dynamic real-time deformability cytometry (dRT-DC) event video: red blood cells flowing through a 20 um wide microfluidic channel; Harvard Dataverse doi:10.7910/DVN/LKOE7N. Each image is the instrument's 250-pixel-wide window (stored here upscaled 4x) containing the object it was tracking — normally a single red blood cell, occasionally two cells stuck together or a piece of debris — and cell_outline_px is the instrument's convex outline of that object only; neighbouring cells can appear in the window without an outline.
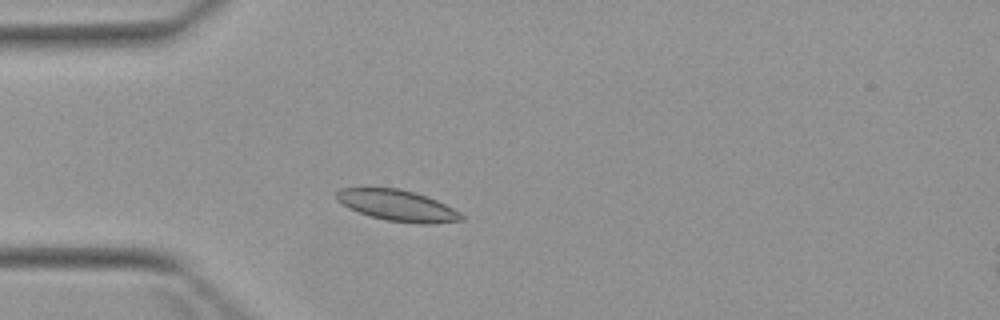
{"species": "Egyptian fruit bat (a non-hibernating species)", "species_latin": "Rousettus aegyptiacus", "temperature_condition": "warm", "stored_images_in_passage": 3, "camera_frame_rate_fps": 3000, "um_per_image_px": 0.085, "animal": {"sex": "female"}, "frame": {"image": 1, "passage_image": 3, "time_ms": 2.333, "image_size_px": [1000, 320], "cell_outline_px": [[464, 220], [432, 224], [420, 224], [384, 220], [368, 216], [348, 208], [336, 200], [336, 192], [340, 188], [396, 188], [412, 192], [436, 200], [460, 212], [464, 216]], "centroid_in_image_um": [33.76, 17.49], "position_along_channel_um": 51.2, "area_um2": 22.6}}